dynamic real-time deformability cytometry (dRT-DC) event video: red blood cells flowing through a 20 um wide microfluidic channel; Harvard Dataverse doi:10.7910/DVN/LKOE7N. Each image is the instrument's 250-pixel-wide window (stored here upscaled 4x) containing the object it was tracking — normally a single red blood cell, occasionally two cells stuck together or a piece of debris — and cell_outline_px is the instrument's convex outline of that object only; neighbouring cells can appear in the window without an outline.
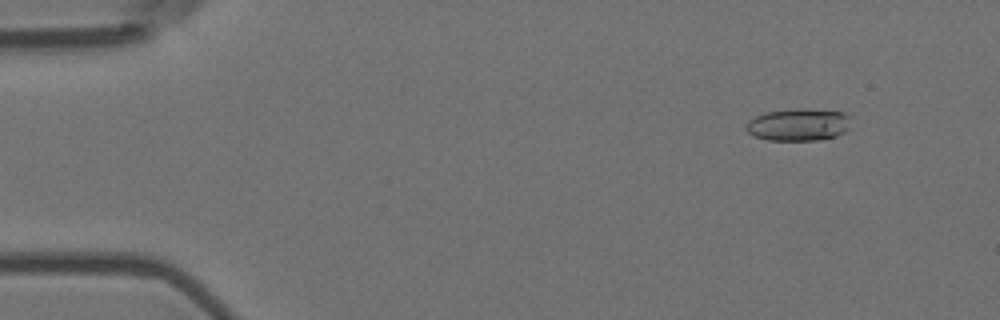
{"species": "Egyptian fruit bat (a non-hibernating species)", "species_latin": "Rousettus aegyptiacus", "temperature_condition": "room temperature", "stored_images_in_passage": 52, "camera_frame_rate_fps": 3000, "um_per_image_px": 0.085, "animal": {"sex": "female"}, "frame": {"image": 1, "passage_image": 6, "time_ms": 1.667, "image_size_px": [1000, 320], "cell_outline_px": [[848, 128], [844, 132], [836, 136], [816, 140], [768, 140], [752, 136], [744, 128], [744, 124], [748, 120], [764, 112], [792, 108], [804, 108], [844, 112], [848, 116]], "centroid_in_image_um": [67.79, 10.58], "position_along_channel_um": 17.2, "area_um2": 19.94}}
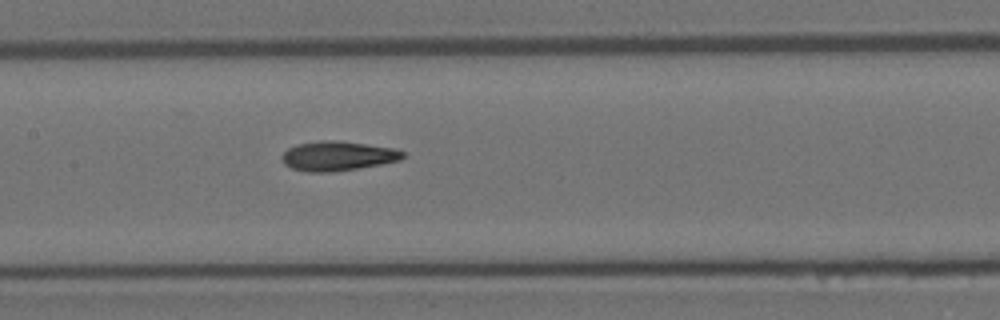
{"frame": {"image": 2, "passage_image": 28, "time_ms": 9.0, "image_size_px": [1000, 320], "cell_outline_px": [[404, 156], [400, 160], [380, 164], [332, 172], [308, 172], [292, 168], [284, 164], [280, 156], [288, 148], [296, 144], [320, 140], [336, 140], [396, 148], [404, 152]], "centroid_in_image_um": [28.68, 13.25], "position_along_channel_um": 178.7, "area_um2": 20.81}}
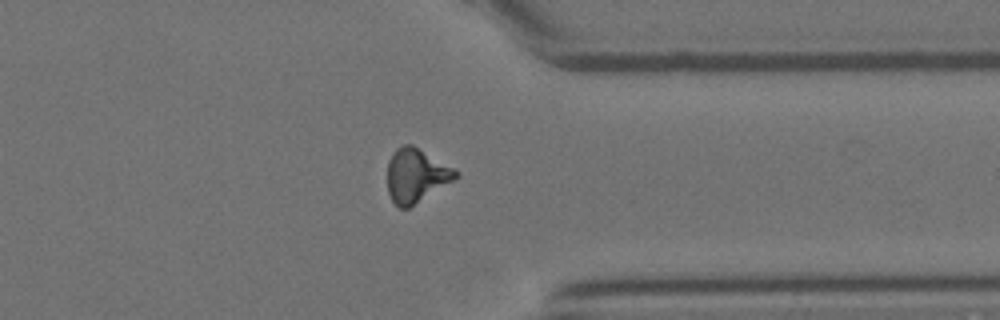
{"frame": {"image": 3, "passage_image": 45, "time_ms": 14.667, "image_size_px": [1000, 320], "cell_outline_px": [[460, 176], [408, 208], [400, 208], [392, 200], [388, 192], [388, 160], [392, 152], [396, 148], [404, 144], [412, 144], [456, 168], [460, 172]], "centroid_in_image_um": [35.39, 14.88], "position_along_channel_um": 376.0, "area_um2": 21.5}}